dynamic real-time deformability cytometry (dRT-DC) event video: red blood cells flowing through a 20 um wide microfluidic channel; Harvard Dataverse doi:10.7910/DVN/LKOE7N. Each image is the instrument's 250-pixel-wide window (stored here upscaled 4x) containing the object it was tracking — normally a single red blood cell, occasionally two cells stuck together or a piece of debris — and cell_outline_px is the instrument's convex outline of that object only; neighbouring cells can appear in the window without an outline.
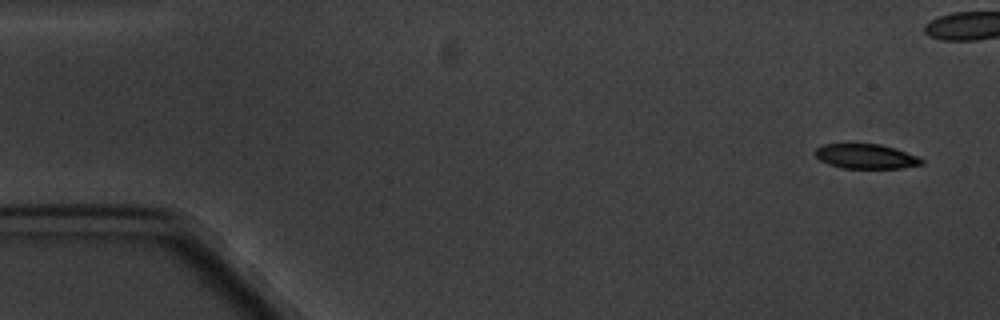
{"species": "common noctule bat (a hibernating species)", "species_latin": "Nyctalus noctula", "temperature_condition": "cold", "stored_images_in_passage": 6, "camera_frame_rate_fps": 3000, "um_per_image_px": 0.085, "animal": {"sex": "male", "body_mass_g": 20.1, "forearm_length_mm": 53.5}, "frame": {"image": 1, "passage_image": 1, "time_ms": 0.0, "image_size_px": [1000, 320], "cell_outline_px": [[924, 164], [904, 168], [840, 168], [828, 164], [820, 160], [812, 152], [816, 148], [824, 144], [880, 144], [916, 156], [924, 160]], "centroid_in_image_um": [73.56, 13.3], "position_along_channel_um": 11.4, "area_um2": 15.26}}